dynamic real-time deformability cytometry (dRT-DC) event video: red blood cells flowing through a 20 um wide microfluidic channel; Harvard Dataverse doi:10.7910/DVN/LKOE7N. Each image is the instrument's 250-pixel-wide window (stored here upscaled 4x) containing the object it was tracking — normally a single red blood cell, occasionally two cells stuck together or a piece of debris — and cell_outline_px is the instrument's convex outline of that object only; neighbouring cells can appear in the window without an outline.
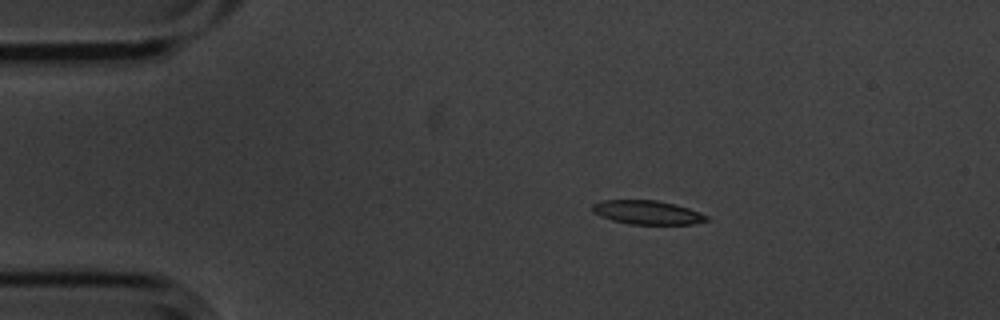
{"species": "common noctule bat (a hibernating species)", "species_latin": "Nyctalus noctula", "temperature_condition": "cold", "stored_images_in_passage": 6, "camera_frame_rate_fps": 3000, "um_per_image_px": 0.085, "animal": {"sex": "male", "body_mass_g": 20.1, "forearm_length_mm": 53.5}, "frame": {"image": 1, "passage_image": 2, "time_ms": 0.333, "image_size_px": [1000, 320], "cell_outline_px": [[708, 220], [692, 224], [628, 224], [612, 220], [600, 216], [592, 212], [592, 204], [600, 200], [656, 200], [676, 204], [700, 212], [708, 216]], "centroid_in_image_um": [54.99, 18.05], "position_along_channel_um": 30.0, "area_um2": 15.95}}
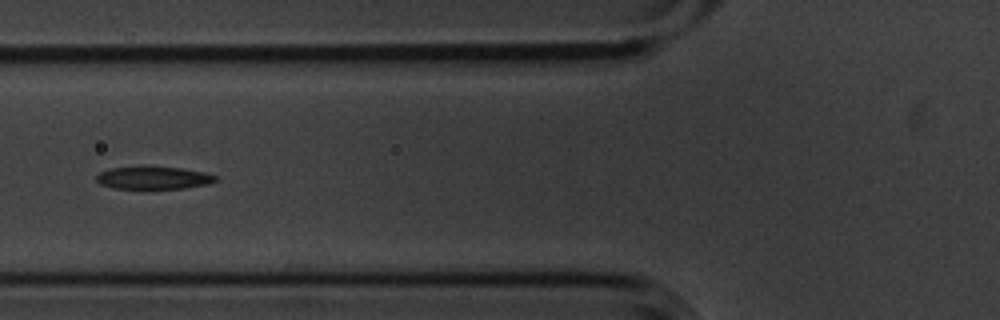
{"frame": {"image": 2, "passage_image": 5, "time_ms": 1.333, "image_size_px": [1000, 320], "cell_outline_px": [[216, 180], [208, 184], [184, 188], [112, 188], [100, 184], [96, 180], [96, 176], [100, 172], [112, 168], [140, 164], [148, 164], [184, 168], [204, 172], [216, 176]], "centroid_in_image_um": [13.01, 15.06], "position_along_channel_um": 112.8, "area_um2": 16.3}}
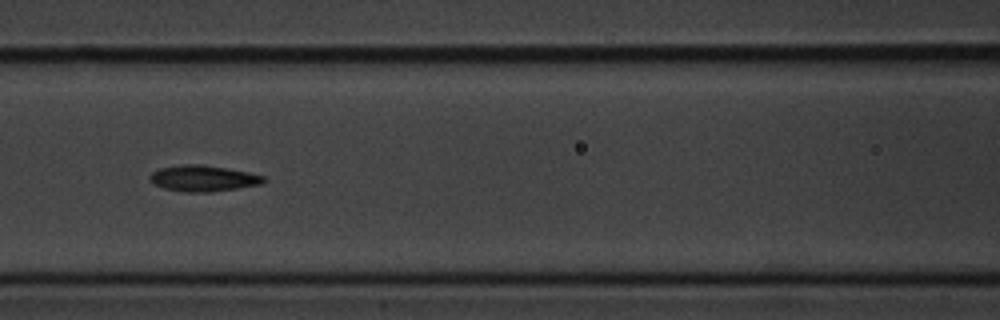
{"frame": {"image": 3, "passage_image": 6, "time_ms": 1.667, "image_size_px": [1000, 320], "cell_outline_px": [[264, 180], [260, 184], [212, 192], [184, 192], [164, 188], [152, 184], [148, 180], [148, 176], [152, 172], [160, 168], [180, 164], [204, 164], [228, 168], [248, 172], [264, 176]], "centroid_in_image_um": [17.2, 15.15], "position_along_channel_um": 149.4, "area_um2": 17.4}}